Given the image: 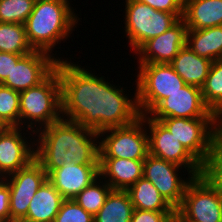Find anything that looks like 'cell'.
I'll use <instances>...</instances> for the list:
<instances>
[{"mask_svg":"<svg viewBox=\"0 0 222 222\" xmlns=\"http://www.w3.org/2000/svg\"><path fill=\"white\" fill-rule=\"evenodd\" d=\"M81 67L71 59L57 62L55 69L61 82L63 119L80 123L99 133L131 124L141 116L136 90L131 99V96H126L125 88H118L105 80L104 76L98 77Z\"/></svg>","mask_w":222,"mask_h":222,"instance_id":"obj_1","label":"cell"},{"mask_svg":"<svg viewBox=\"0 0 222 222\" xmlns=\"http://www.w3.org/2000/svg\"><path fill=\"white\" fill-rule=\"evenodd\" d=\"M35 159L49 175L64 163L99 165V135L80 123L61 119L35 133ZM38 142V143H37Z\"/></svg>","mask_w":222,"mask_h":222,"instance_id":"obj_2","label":"cell"},{"mask_svg":"<svg viewBox=\"0 0 222 222\" xmlns=\"http://www.w3.org/2000/svg\"><path fill=\"white\" fill-rule=\"evenodd\" d=\"M70 0H37L24 26L33 50L51 54L55 46L67 40L80 18Z\"/></svg>","mask_w":222,"mask_h":222,"instance_id":"obj_3","label":"cell"},{"mask_svg":"<svg viewBox=\"0 0 222 222\" xmlns=\"http://www.w3.org/2000/svg\"><path fill=\"white\" fill-rule=\"evenodd\" d=\"M62 118L61 82L55 69L39 85L20 92V127L27 125L26 132L31 131L28 135L33 138L35 132Z\"/></svg>","mask_w":222,"mask_h":222,"instance_id":"obj_4","label":"cell"},{"mask_svg":"<svg viewBox=\"0 0 222 222\" xmlns=\"http://www.w3.org/2000/svg\"><path fill=\"white\" fill-rule=\"evenodd\" d=\"M159 121L204 168L209 165L222 132L220 118L167 117Z\"/></svg>","mask_w":222,"mask_h":222,"instance_id":"obj_5","label":"cell"},{"mask_svg":"<svg viewBox=\"0 0 222 222\" xmlns=\"http://www.w3.org/2000/svg\"><path fill=\"white\" fill-rule=\"evenodd\" d=\"M136 98L140 115H148L163 99L186 83L168 63H139Z\"/></svg>","mask_w":222,"mask_h":222,"instance_id":"obj_6","label":"cell"},{"mask_svg":"<svg viewBox=\"0 0 222 222\" xmlns=\"http://www.w3.org/2000/svg\"><path fill=\"white\" fill-rule=\"evenodd\" d=\"M125 34L135 53L145 42L174 26L183 14L158 11L136 0H125Z\"/></svg>","mask_w":222,"mask_h":222,"instance_id":"obj_7","label":"cell"},{"mask_svg":"<svg viewBox=\"0 0 222 222\" xmlns=\"http://www.w3.org/2000/svg\"><path fill=\"white\" fill-rule=\"evenodd\" d=\"M147 134L145 115L131 124L103 130L98 133L99 158L145 160L149 154Z\"/></svg>","mask_w":222,"mask_h":222,"instance_id":"obj_8","label":"cell"},{"mask_svg":"<svg viewBox=\"0 0 222 222\" xmlns=\"http://www.w3.org/2000/svg\"><path fill=\"white\" fill-rule=\"evenodd\" d=\"M177 210L193 222H222V192L205 172L189 182Z\"/></svg>","mask_w":222,"mask_h":222,"instance_id":"obj_9","label":"cell"},{"mask_svg":"<svg viewBox=\"0 0 222 222\" xmlns=\"http://www.w3.org/2000/svg\"><path fill=\"white\" fill-rule=\"evenodd\" d=\"M145 124L147 132H149V154L184 167V171L187 169L188 175L195 177L205 173V168L159 120L152 119L149 115H145Z\"/></svg>","mask_w":222,"mask_h":222,"instance_id":"obj_10","label":"cell"},{"mask_svg":"<svg viewBox=\"0 0 222 222\" xmlns=\"http://www.w3.org/2000/svg\"><path fill=\"white\" fill-rule=\"evenodd\" d=\"M3 179L10 189V222H21L27 215L31 199L48 179V175L34 159L26 167Z\"/></svg>","mask_w":222,"mask_h":222,"instance_id":"obj_11","label":"cell"},{"mask_svg":"<svg viewBox=\"0 0 222 222\" xmlns=\"http://www.w3.org/2000/svg\"><path fill=\"white\" fill-rule=\"evenodd\" d=\"M183 168L151 154H148L144 160L143 177L154 185L175 210L181 205L186 187L194 177L189 175L183 179L178 173Z\"/></svg>","mask_w":222,"mask_h":222,"instance_id":"obj_12","label":"cell"},{"mask_svg":"<svg viewBox=\"0 0 222 222\" xmlns=\"http://www.w3.org/2000/svg\"><path fill=\"white\" fill-rule=\"evenodd\" d=\"M148 115L155 120L167 117L219 118L204 103L201 88L188 84L163 99Z\"/></svg>","mask_w":222,"mask_h":222,"instance_id":"obj_13","label":"cell"},{"mask_svg":"<svg viewBox=\"0 0 222 222\" xmlns=\"http://www.w3.org/2000/svg\"><path fill=\"white\" fill-rule=\"evenodd\" d=\"M53 55L56 54L38 50L24 55L16 65H13L11 75L2 85L19 93L39 85L55 70L58 60L62 58Z\"/></svg>","mask_w":222,"mask_h":222,"instance_id":"obj_14","label":"cell"},{"mask_svg":"<svg viewBox=\"0 0 222 222\" xmlns=\"http://www.w3.org/2000/svg\"><path fill=\"white\" fill-rule=\"evenodd\" d=\"M25 129L5 127L0 130V178L2 179L26 167L35 159V141L32 142V138L30 141L27 140L31 136H25L27 134L24 132Z\"/></svg>","mask_w":222,"mask_h":222,"instance_id":"obj_15","label":"cell"},{"mask_svg":"<svg viewBox=\"0 0 222 222\" xmlns=\"http://www.w3.org/2000/svg\"><path fill=\"white\" fill-rule=\"evenodd\" d=\"M187 27L181 18L174 26L159 36L145 42L134 55L138 63H170L186 46Z\"/></svg>","mask_w":222,"mask_h":222,"instance_id":"obj_16","label":"cell"},{"mask_svg":"<svg viewBox=\"0 0 222 222\" xmlns=\"http://www.w3.org/2000/svg\"><path fill=\"white\" fill-rule=\"evenodd\" d=\"M99 176V165H81L72 161L54 169L48 180L64 199H73Z\"/></svg>","mask_w":222,"mask_h":222,"instance_id":"obj_17","label":"cell"},{"mask_svg":"<svg viewBox=\"0 0 222 222\" xmlns=\"http://www.w3.org/2000/svg\"><path fill=\"white\" fill-rule=\"evenodd\" d=\"M144 160L99 158V173L112 190H127L143 177Z\"/></svg>","mask_w":222,"mask_h":222,"instance_id":"obj_18","label":"cell"},{"mask_svg":"<svg viewBox=\"0 0 222 222\" xmlns=\"http://www.w3.org/2000/svg\"><path fill=\"white\" fill-rule=\"evenodd\" d=\"M182 19L188 30L222 26V0H186Z\"/></svg>","mask_w":222,"mask_h":222,"instance_id":"obj_19","label":"cell"},{"mask_svg":"<svg viewBox=\"0 0 222 222\" xmlns=\"http://www.w3.org/2000/svg\"><path fill=\"white\" fill-rule=\"evenodd\" d=\"M64 198L47 179L31 199L21 222H54Z\"/></svg>","mask_w":222,"mask_h":222,"instance_id":"obj_20","label":"cell"},{"mask_svg":"<svg viewBox=\"0 0 222 222\" xmlns=\"http://www.w3.org/2000/svg\"><path fill=\"white\" fill-rule=\"evenodd\" d=\"M212 63L213 61L200 57L186 45L169 64L186 84L201 88Z\"/></svg>","mask_w":222,"mask_h":222,"instance_id":"obj_21","label":"cell"},{"mask_svg":"<svg viewBox=\"0 0 222 222\" xmlns=\"http://www.w3.org/2000/svg\"><path fill=\"white\" fill-rule=\"evenodd\" d=\"M186 45L200 57L211 61L222 58V26L187 30Z\"/></svg>","mask_w":222,"mask_h":222,"instance_id":"obj_22","label":"cell"},{"mask_svg":"<svg viewBox=\"0 0 222 222\" xmlns=\"http://www.w3.org/2000/svg\"><path fill=\"white\" fill-rule=\"evenodd\" d=\"M134 209L147 211H175L154 185L141 177L127 190Z\"/></svg>","mask_w":222,"mask_h":222,"instance_id":"obj_23","label":"cell"},{"mask_svg":"<svg viewBox=\"0 0 222 222\" xmlns=\"http://www.w3.org/2000/svg\"><path fill=\"white\" fill-rule=\"evenodd\" d=\"M134 207L126 190H111L94 222H130Z\"/></svg>","mask_w":222,"mask_h":222,"instance_id":"obj_24","label":"cell"},{"mask_svg":"<svg viewBox=\"0 0 222 222\" xmlns=\"http://www.w3.org/2000/svg\"><path fill=\"white\" fill-rule=\"evenodd\" d=\"M201 92L204 103L222 120V58L213 61Z\"/></svg>","mask_w":222,"mask_h":222,"instance_id":"obj_25","label":"cell"},{"mask_svg":"<svg viewBox=\"0 0 222 222\" xmlns=\"http://www.w3.org/2000/svg\"><path fill=\"white\" fill-rule=\"evenodd\" d=\"M0 51L21 55L34 51L28 43L24 24L0 22Z\"/></svg>","mask_w":222,"mask_h":222,"instance_id":"obj_26","label":"cell"},{"mask_svg":"<svg viewBox=\"0 0 222 222\" xmlns=\"http://www.w3.org/2000/svg\"><path fill=\"white\" fill-rule=\"evenodd\" d=\"M111 190L112 188L107 184V182L105 180L103 181V178L99 176L73 199L88 213L95 216L104 205Z\"/></svg>","mask_w":222,"mask_h":222,"instance_id":"obj_27","label":"cell"},{"mask_svg":"<svg viewBox=\"0 0 222 222\" xmlns=\"http://www.w3.org/2000/svg\"><path fill=\"white\" fill-rule=\"evenodd\" d=\"M0 122L5 127H20V93L0 84Z\"/></svg>","mask_w":222,"mask_h":222,"instance_id":"obj_28","label":"cell"},{"mask_svg":"<svg viewBox=\"0 0 222 222\" xmlns=\"http://www.w3.org/2000/svg\"><path fill=\"white\" fill-rule=\"evenodd\" d=\"M34 3V0H0V22L24 24Z\"/></svg>","mask_w":222,"mask_h":222,"instance_id":"obj_29","label":"cell"},{"mask_svg":"<svg viewBox=\"0 0 222 222\" xmlns=\"http://www.w3.org/2000/svg\"><path fill=\"white\" fill-rule=\"evenodd\" d=\"M54 222H94V216L74 199H64Z\"/></svg>","mask_w":222,"mask_h":222,"instance_id":"obj_30","label":"cell"},{"mask_svg":"<svg viewBox=\"0 0 222 222\" xmlns=\"http://www.w3.org/2000/svg\"><path fill=\"white\" fill-rule=\"evenodd\" d=\"M174 211H147L134 209L130 222H169Z\"/></svg>","mask_w":222,"mask_h":222,"instance_id":"obj_31","label":"cell"},{"mask_svg":"<svg viewBox=\"0 0 222 222\" xmlns=\"http://www.w3.org/2000/svg\"><path fill=\"white\" fill-rule=\"evenodd\" d=\"M205 172L209 177H222V132L217 138L212 158Z\"/></svg>","mask_w":222,"mask_h":222,"instance_id":"obj_32","label":"cell"},{"mask_svg":"<svg viewBox=\"0 0 222 222\" xmlns=\"http://www.w3.org/2000/svg\"><path fill=\"white\" fill-rule=\"evenodd\" d=\"M158 10L173 14H183V0H136Z\"/></svg>","mask_w":222,"mask_h":222,"instance_id":"obj_33","label":"cell"},{"mask_svg":"<svg viewBox=\"0 0 222 222\" xmlns=\"http://www.w3.org/2000/svg\"><path fill=\"white\" fill-rule=\"evenodd\" d=\"M21 54H13L0 51V84H2L6 78L11 75L13 65L23 57Z\"/></svg>","mask_w":222,"mask_h":222,"instance_id":"obj_34","label":"cell"},{"mask_svg":"<svg viewBox=\"0 0 222 222\" xmlns=\"http://www.w3.org/2000/svg\"><path fill=\"white\" fill-rule=\"evenodd\" d=\"M10 189L8 183L0 178V222H10Z\"/></svg>","mask_w":222,"mask_h":222,"instance_id":"obj_35","label":"cell"},{"mask_svg":"<svg viewBox=\"0 0 222 222\" xmlns=\"http://www.w3.org/2000/svg\"><path fill=\"white\" fill-rule=\"evenodd\" d=\"M172 222H193L186 219L177 209L174 211L173 216L171 217Z\"/></svg>","mask_w":222,"mask_h":222,"instance_id":"obj_36","label":"cell"},{"mask_svg":"<svg viewBox=\"0 0 222 222\" xmlns=\"http://www.w3.org/2000/svg\"><path fill=\"white\" fill-rule=\"evenodd\" d=\"M220 188L222 192V177H210Z\"/></svg>","mask_w":222,"mask_h":222,"instance_id":"obj_37","label":"cell"},{"mask_svg":"<svg viewBox=\"0 0 222 222\" xmlns=\"http://www.w3.org/2000/svg\"><path fill=\"white\" fill-rule=\"evenodd\" d=\"M0 128H5V126L0 122Z\"/></svg>","mask_w":222,"mask_h":222,"instance_id":"obj_38","label":"cell"}]
</instances>
